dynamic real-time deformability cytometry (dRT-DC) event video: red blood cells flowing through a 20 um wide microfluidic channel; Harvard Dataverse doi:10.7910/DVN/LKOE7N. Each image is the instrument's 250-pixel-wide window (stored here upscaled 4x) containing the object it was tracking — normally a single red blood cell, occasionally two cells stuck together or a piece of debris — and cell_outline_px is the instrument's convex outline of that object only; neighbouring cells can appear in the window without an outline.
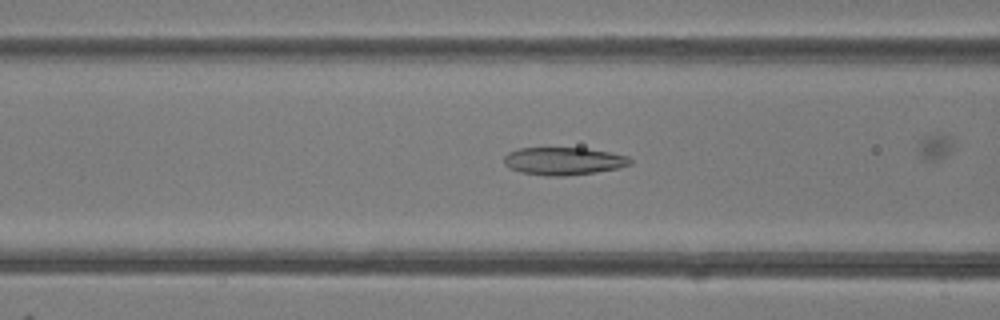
{"species": "common noctule bat (a hibernating species)", "species_latin": "Nyctalus noctula", "temperature_condition": "room temperature", "stored_images_in_passage": 48, "camera_frame_rate_fps": 3000, "um_per_image_px": 0.085, "animal": {"sex": "female"}, "frame": {"image": 1, "passage_image": 19, "time_ms": 6.0, "image_size_px": [1000, 320], "cell_outline_px": [[632, 164], [620, 168], [596, 172], [564, 176], [544, 176], [520, 172], [504, 164], [504, 156], [508, 152], [520, 148], [584, 148], [608, 152], [628, 156], [632, 160]], "centroid_in_image_um": [47.91, 13.7], "position_along_channel_um": 118.7, "area_um2": 20.4}}
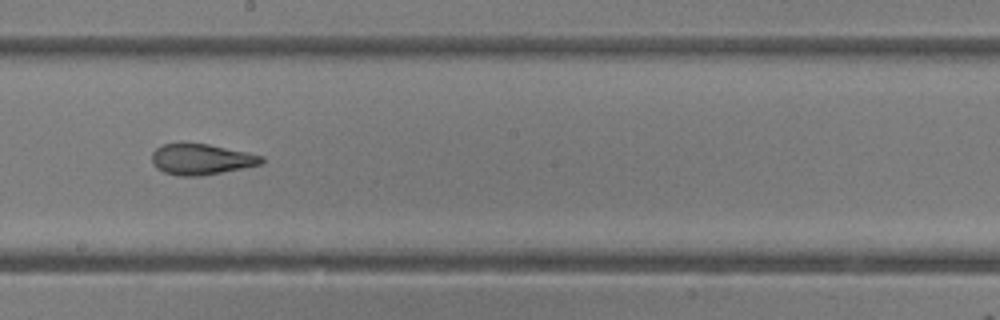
{"frame": {"image": 2, "passage_image": 27, "time_ms": 8.667, "image_size_px": [1000, 320], "cell_outline_px": [[264, 164], [244, 168], [200, 176], [180, 176], [164, 172], [156, 168], [152, 160], [152, 152], [156, 148], [164, 144], [180, 140], [208, 144], [248, 152], [264, 156]], "centroid_in_image_um": [17.11, 13.5], "position_along_channel_um": 231.1, "area_um2": 20.29}}
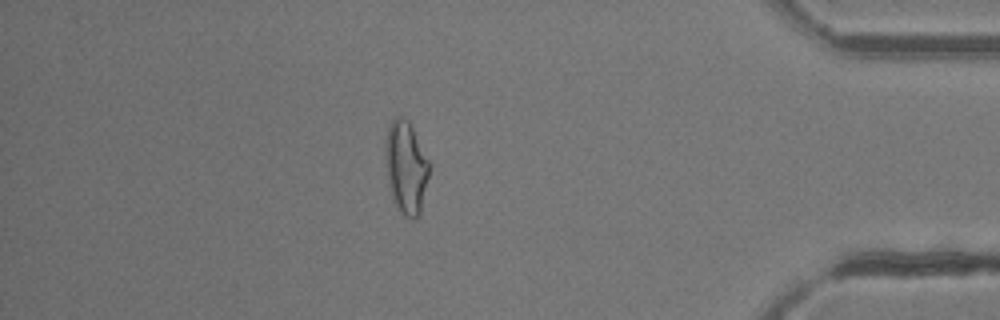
{"frame": {"image": 3, "passage_image": 42, "time_ms": 13.667, "image_size_px": [1000, 320], "cell_outline_px": [[428, 176], [420, 212], [416, 220], [412, 220], [404, 216], [396, 208], [392, 196], [388, 180], [384, 156], [384, 140], [388, 128], [392, 120], [396, 116], [404, 116], [408, 120], [428, 160]], "centroid_in_image_um": [34.47, 14.23], "position_along_channel_um": 400.7, "area_um2": 23.58}, "authors_computed_cell_mechanics": {"area_um2": 21.9351, "velocity_mm_per_s": 4.2031, "shape_relaxation_time_tau1_ms": null, "shape_relaxation_time_tau2_ms": 2.9343, "deformation_change_tau1": null, "deformation_change_tau2": 0.0674}}